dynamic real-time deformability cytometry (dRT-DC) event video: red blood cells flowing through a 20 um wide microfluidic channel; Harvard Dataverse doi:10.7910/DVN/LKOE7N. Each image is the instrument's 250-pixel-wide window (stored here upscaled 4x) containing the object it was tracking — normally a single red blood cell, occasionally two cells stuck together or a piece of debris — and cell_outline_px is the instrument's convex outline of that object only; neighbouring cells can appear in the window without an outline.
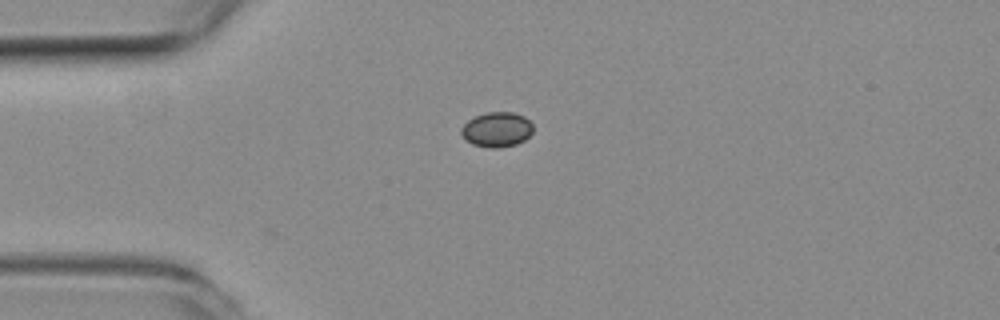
{"species": "common noctule bat (a hibernating species)", "species_latin": "Nyctalus noctula", "temperature_condition": "room temperature", "stored_images_in_passage": 2, "camera_frame_rate_fps": 3000, "um_per_image_px": 0.085, "animal": {"sex": "female", "body_mass_g": 19.3, "forearm_length_mm": 54.1}, "frame": {"image": 1, "passage_image": 2, "time_ms": 0.333, "image_size_px": [1000, 320], "cell_outline_px": [[532, 132], [524, 140], [516, 144], [496, 148], [488, 148], [472, 144], [464, 140], [460, 132], [460, 128], [468, 120], [476, 116], [488, 112], [512, 112], [524, 116], [532, 124]], "centroid_in_image_um": [42.19, 11.02], "position_along_channel_um": 42.8, "area_um2": 14.62}}